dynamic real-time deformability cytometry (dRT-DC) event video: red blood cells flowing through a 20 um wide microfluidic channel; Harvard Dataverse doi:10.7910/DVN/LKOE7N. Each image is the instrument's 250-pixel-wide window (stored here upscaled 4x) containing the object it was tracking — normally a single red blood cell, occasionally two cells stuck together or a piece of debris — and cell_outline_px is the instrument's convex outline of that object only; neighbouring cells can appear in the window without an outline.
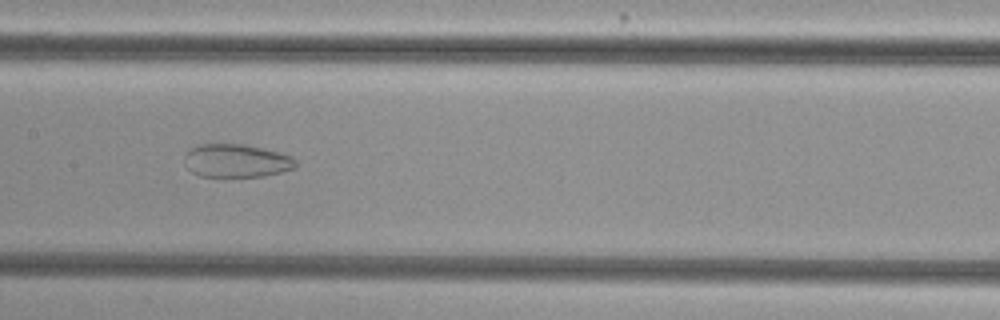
{"species": "common noctule bat (a hibernating species)", "species_latin": "Nyctalus noctula", "temperature_condition": "cold", "stored_images_in_passage": 29, "camera_frame_rate_fps": 3000, "um_per_image_px": 0.085, "animal": {"sex": "female", "body_mass_g": 29.2, "forearm_length_mm": 56.3}, "frame": {"image": 1, "passage_image": 10, "time_ms": 3.0, "image_size_px": [1000, 320], "cell_outline_px": [[296, 164], [292, 168], [280, 172], [264, 176], [200, 176], [192, 172], [188, 168], [184, 156], [192, 148], [200, 144], [240, 144], [264, 148], [292, 156], [296, 160]], "centroid_in_image_um": [20.1, 13.66], "position_along_channel_um": 187.3, "area_um2": 21.21}}
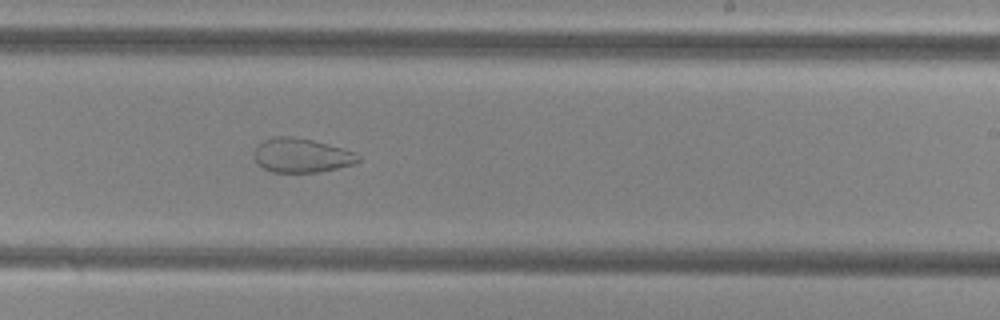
{"frame": {"image": 2, "passage_image": 16, "time_ms": 5.0, "image_size_px": [1000, 320], "cell_outline_px": [[360, 160], [352, 164], [320, 172], [272, 172], [264, 168], [256, 160], [252, 152], [256, 144], [272, 136], [292, 136], [312, 140], [356, 152], [360, 156]], "centroid_in_image_um": [25.59, 13.19], "position_along_channel_um": 263.4, "area_um2": 20.75}}
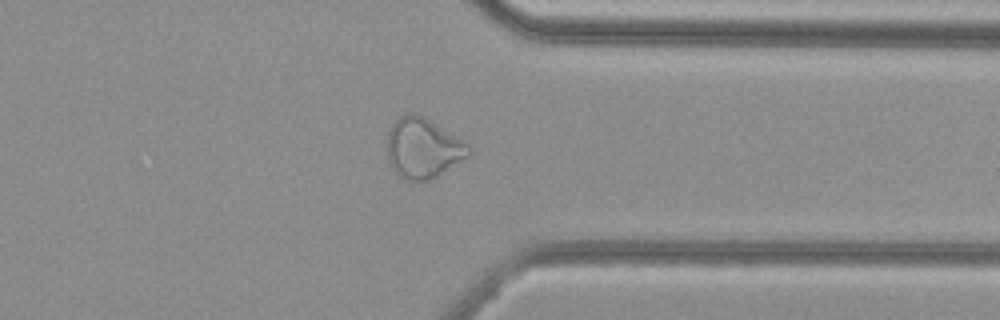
{"frame": {"image": 3, "passage_image": 25, "time_ms": 8.0, "image_size_px": [1000, 320], "cell_outline_px": [[472, 152], [468, 156], [436, 176], [428, 180], [404, 180], [396, 176], [388, 160], [388, 132], [392, 124], [400, 116], [408, 112], [412, 112], [424, 116], [464, 140], [472, 148]], "centroid_in_image_um": [35.95, 12.58], "position_along_channel_um": 375.5, "area_um2": 28.67}}